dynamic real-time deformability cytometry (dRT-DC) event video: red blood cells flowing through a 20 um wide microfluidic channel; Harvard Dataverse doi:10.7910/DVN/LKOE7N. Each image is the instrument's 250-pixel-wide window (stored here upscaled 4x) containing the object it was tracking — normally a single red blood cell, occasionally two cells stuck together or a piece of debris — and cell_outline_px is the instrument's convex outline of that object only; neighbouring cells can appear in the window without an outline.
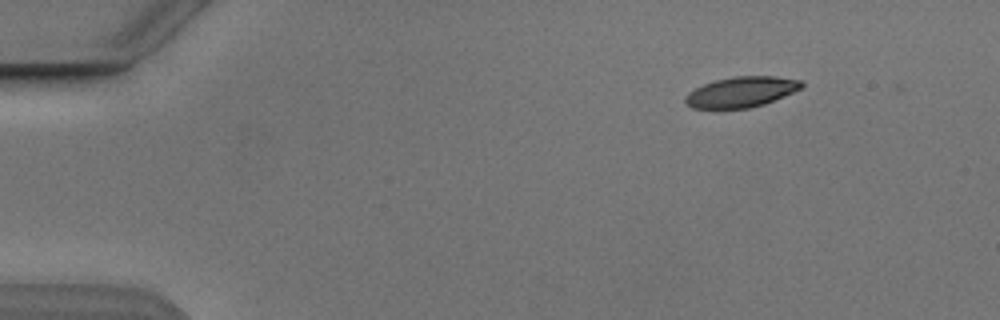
{"species": "Egyptian fruit bat (a non-hibernating species)", "species_latin": "Rousettus aegyptiacus", "temperature_condition": "cold", "stored_images_in_passage": 4, "camera_frame_rate_fps": 3000, "um_per_image_px": 0.085, "animal": {"sex": "male"}, "frame": {"image": 1, "passage_image": 1, "time_ms": 0.0, "image_size_px": [1000, 320], "cell_outline_px": [[804, 88], [764, 104], [748, 108], [692, 108], [684, 104], [684, 100], [688, 92], [704, 84], [716, 80], [736, 76], [776, 76], [800, 80], [804, 84]], "centroid_in_image_um": [63.03, 7.81], "position_along_channel_um": 22.0, "area_um2": 20.63}}
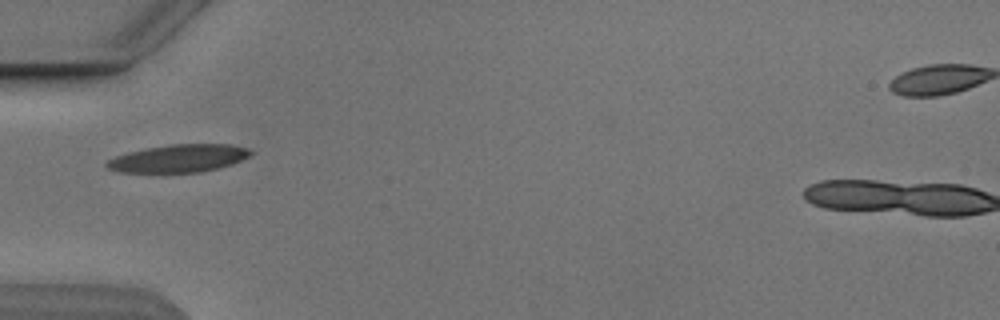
{"frame": {"image": 2, "passage_image": 4, "time_ms": 3.667, "image_size_px": [1000, 320], "cell_outline_px": [[256, 152], [232, 164], [200, 172], [116, 172], [108, 168], [104, 164], [108, 160], [116, 156], [128, 152], [148, 148], [172, 144], [232, 144], [248, 148]], "centroid_in_image_um": [15.2, 13.45], "position_along_channel_um": 69.8, "area_um2": 23.12}}